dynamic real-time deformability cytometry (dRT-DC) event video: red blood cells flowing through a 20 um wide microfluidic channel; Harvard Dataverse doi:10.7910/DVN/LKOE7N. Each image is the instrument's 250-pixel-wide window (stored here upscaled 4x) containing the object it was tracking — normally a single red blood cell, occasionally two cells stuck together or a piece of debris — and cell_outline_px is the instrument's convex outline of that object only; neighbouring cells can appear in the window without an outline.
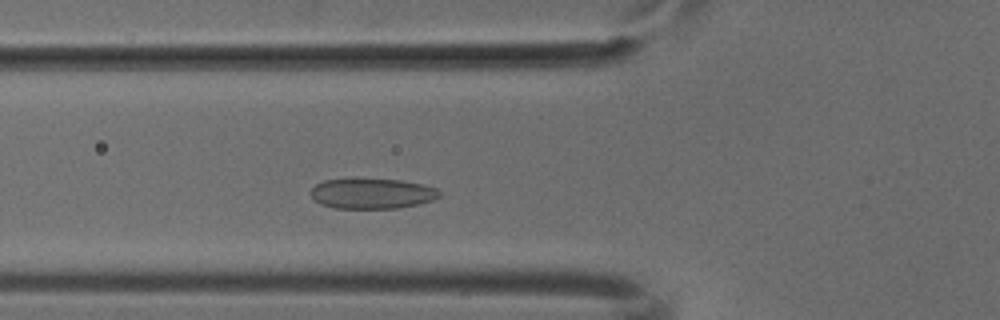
{"species": "common noctule bat (a hibernating species)", "species_latin": "Nyctalus noctula", "temperature_condition": "cold", "stored_images_in_passage": 8, "camera_frame_rate_fps": 3000, "um_per_image_px": 0.085, "animal": {"sex": "male", "body_mass_g": 18.8}, "frame": {"image": 1, "passage_image": 7, "time_ms": 2.0, "image_size_px": [1000, 320], "cell_outline_px": [[440, 196], [432, 200], [400, 208], [332, 208], [320, 204], [312, 196], [312, 188], [316, 184], [324, 180], [400, 180], [424, 184], [436, 188], [440, 192]], "centroid_in_image_um": [31.65, 16.47], "position_along_channel_um": 94.2, "area_um2": 22.31}}